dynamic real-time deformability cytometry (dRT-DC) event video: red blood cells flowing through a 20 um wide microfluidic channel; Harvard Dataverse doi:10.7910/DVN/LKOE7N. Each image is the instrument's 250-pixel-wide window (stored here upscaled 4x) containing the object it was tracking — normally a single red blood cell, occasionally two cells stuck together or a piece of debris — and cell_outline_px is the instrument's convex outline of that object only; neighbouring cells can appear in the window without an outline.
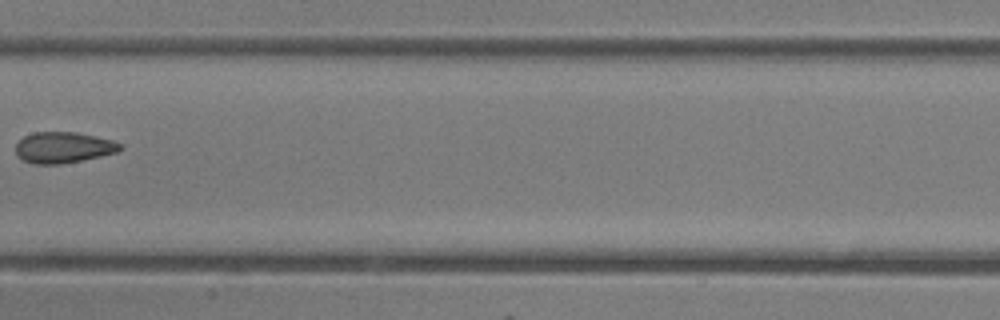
{"species": "common noctule bat (a hibernating species)", "species_latin": "Nyctalus noctula", "temperature_condition": "room temperature", "stored_images_in_passage": 5, "camera_frame_rate_fps": 3000, "um_per_image_px": 0.085, "animal": {"sex": "female"}, "frame": {"image": 1, "passage_image": 5, "time_ms": 5.333, "image_size_px": [1000, 320], "cell_outline_px": [[124, 148], [116, 152], [100, 156], [60, 164], [32, 164], [16, 156], [16, 144], [24, 136], [32, 132], [76, 132], [96, 136], [112, 140], [124, 144]], "centroid_in_image_um": [5.39, 12.53], "position_along_channel_um": 202.0, "area_um2": 18.96}}